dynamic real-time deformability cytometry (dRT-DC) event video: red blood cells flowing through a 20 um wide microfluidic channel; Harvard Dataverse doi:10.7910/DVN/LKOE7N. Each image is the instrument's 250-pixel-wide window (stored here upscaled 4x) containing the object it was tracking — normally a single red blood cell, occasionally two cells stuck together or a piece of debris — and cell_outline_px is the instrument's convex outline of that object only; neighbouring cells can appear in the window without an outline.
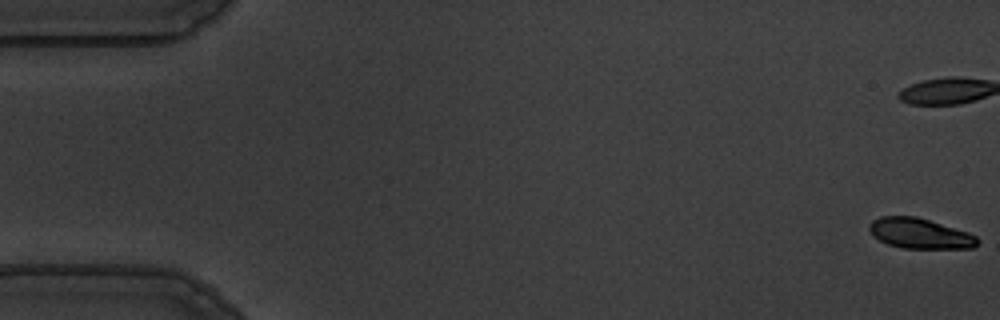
{"species": "common noctule bat (a hibernating species)", "species_latin": "Nyctalus noctula", "temperature_condition": "warm", "stored_images_in_passage": 56, "camera_frame_rate_fps": 3000, "um_per_image_px": 0.085, "animal": {"sex": "male", "body_mass_g": 19.5, "forearm_length_mm": 54.6}, "frame": {"image": 1, "passage_image": 1, "time_ms": 0.0, "image_size_px": [1000, 320], "cell_outline_px": [[980, 240], [972, 248], [904, 248], [888, 244], [872, 236], [868, 228], [868, 224], [872, 220], [880, 216], [916, 216], [968, 232], [976, 236]], "centroid_in_image_um": [78.15, 19.83], "position_along_channel_um": 6.9, "area_um2": 19.07}, "authors_computed_cell_mechanics": {"area_um2": 22.1663, "velocity_mm_per_s": 3.6099, "shape_relaxation_time_tau1_ms": 2.9259, "shape_relaxation_time_tau2_ms": 1.9388, "deformation_change_tau1": 0.1306, "deformation_change_tau2": 0.0458}}